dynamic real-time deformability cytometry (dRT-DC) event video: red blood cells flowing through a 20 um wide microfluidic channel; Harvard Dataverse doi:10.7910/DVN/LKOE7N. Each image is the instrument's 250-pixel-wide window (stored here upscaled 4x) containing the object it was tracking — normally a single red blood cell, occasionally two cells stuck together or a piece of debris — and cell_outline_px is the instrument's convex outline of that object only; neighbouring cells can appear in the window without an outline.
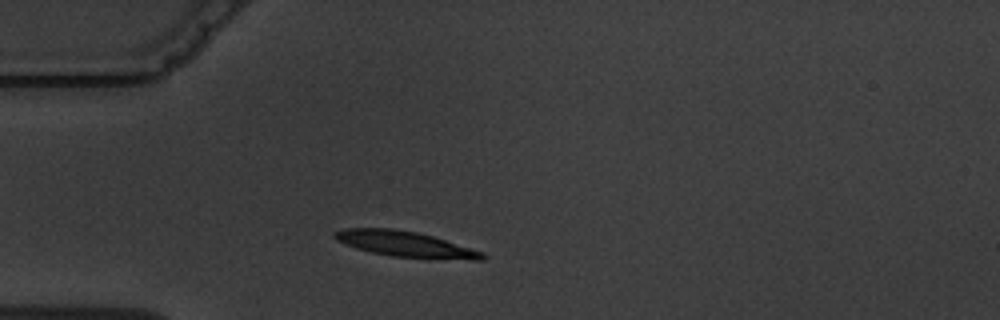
{"species": "common noctule bat (a hibernating species)", "species_latin": "Nyctalus noctula", "temperature_condition": "warm", "stored_images_in_passage": 2, "camera_frame_rate_fps": 3000, "um_per_image_px": 0.085, "animal": {"sex": "male", "body_mass_g": 19.5, "forearm_length_mm": 54.6}, "frame": {"image": 1, "passage_image": 2, "time_ms": 1.0, "image_size_px": [1000, 320], "cell_outline_px": [[488, 256], [484, 260], [472, 260], [392, 256], [372, 252], [356, 248], [336, 240], [332, 236], [332, 232], [344, 228], [392, 228], [416, 232], [432, 236], [484, 252]], "centroid_in_image_um": [34.44, 20.74], "position_along_channel_um": 50.6, "area_um2": 21.91}}